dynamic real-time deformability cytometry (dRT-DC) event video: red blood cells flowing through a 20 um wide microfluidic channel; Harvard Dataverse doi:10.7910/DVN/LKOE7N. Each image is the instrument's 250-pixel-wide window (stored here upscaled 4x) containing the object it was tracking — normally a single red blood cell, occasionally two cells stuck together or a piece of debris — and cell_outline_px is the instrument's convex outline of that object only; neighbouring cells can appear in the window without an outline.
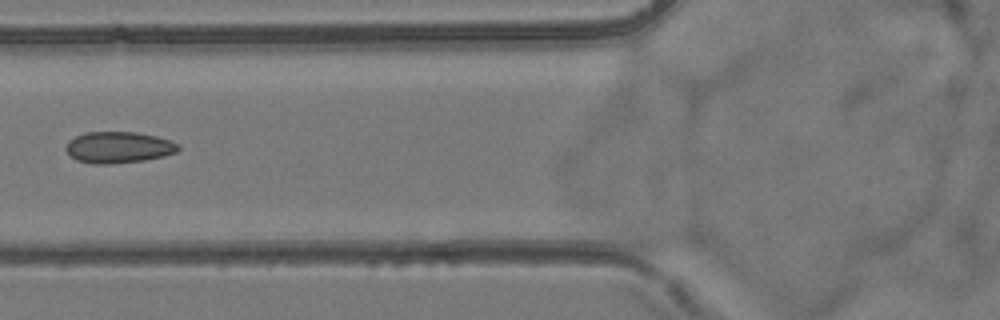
{"species": "common noctule bat (a hibernating species)", "species_latin": "Nyctalus noctula", "temperature_condition": "room temperature", "stored_images_in_passage": 7, "camera_frame_rate_fps": 3000, "um_per_image_px": 0.085, "animal": {"sex": "female", "body_mass_g": 24.6, "forearm_length_mm": 56.2}, "frame": {"image": 1, "passage_image": 7, "time_ms": 6.667, "image_size_px": [1000, 320], "cell_outline_px": [[180, 148], [176, 152], [164, 156], [144, 160], [112, 164], [92, 164], [76, 160], [64, 148], [68, 140], [84, 132], [136, 132], [156, 136], [172, 140], [180, 144]], "centroid_in_image_um": [10.08, 12.52], "position_along_channel_um": 115.7, "area_um2": 20.75}}